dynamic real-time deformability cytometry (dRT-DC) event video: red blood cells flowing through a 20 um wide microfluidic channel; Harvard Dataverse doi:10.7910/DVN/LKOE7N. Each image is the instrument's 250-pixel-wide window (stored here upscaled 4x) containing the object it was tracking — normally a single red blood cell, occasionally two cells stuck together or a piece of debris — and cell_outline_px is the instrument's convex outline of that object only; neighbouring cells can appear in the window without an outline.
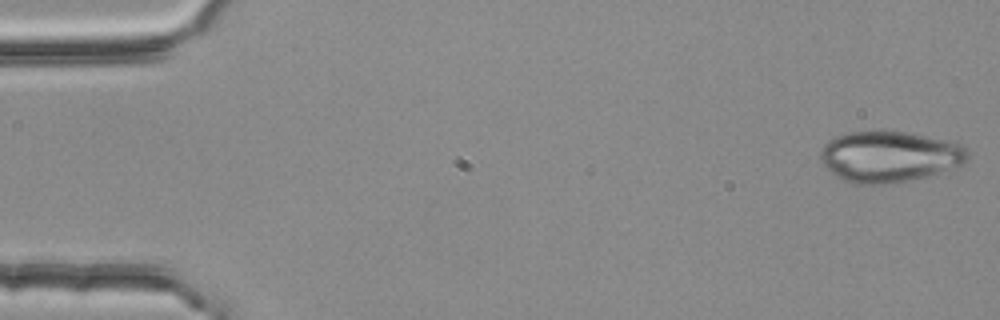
{"species": "common noctule bat (a hibernating species)", "species_latin": "Nyctalus noctula", "temperature_condition": "room temperature", "stored_images_in_passage": 3, "camera_frame_rate_fps": 3000, "um_per_image_px": 0.085, "animal": {"sex": "female", "body_mass_g": 25.1}, "frame": {"image": 1, "passage_image": 1, "time_ms": 0.0, "image_size_px": [1000, 320], "cell_outline_px": [[968, 160], [960, 164], [928, 176], [888, 184], [852, 184], [836, 176], [820, 160], [820, 152], [824, 144], [828, 140], [836, 136], [852, 132], [904, 132], [948, 140], [960, 144], [968, 152]], "centroid_in_image_um": [75.57, 13.32], "position_along_channel_um": 9.4, "area_um2": 43.23}}